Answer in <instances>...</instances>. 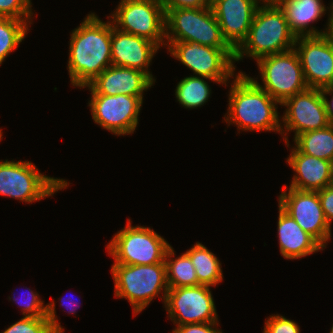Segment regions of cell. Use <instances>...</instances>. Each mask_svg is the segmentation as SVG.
<instances>
[{"label": "cell", "instance_id": "cell-2", "mask_svg": "<svg viewBox=\"0 0 333 333\" xmlns=\"http://www.w3.org/2000/svg\"><path fill=\"white\" fill-rule=\"evenodd\" d=\"M227 116L224 121L228 126L235 124L243 131H274L281 134L278 101L258 86L244 72H239L233 78L228 94Z\"/></svg>", "mask_w": 333, "mask_h": 333}, {"label": "cell", "instance_id": "cell-8", "mask_svg": "<svg viewBox=\"0 0 333 333\" xmlns=\"http://www.w3.org/2000/svg\"><path fill=\"white\" fill-rule=\"evenodd\" d=\"M256 62L263 85L257 79L250 78L280 104L308 88L294 49L263 56Z\"/></svg>", "mask_w": 333, "mask_h": 333}, {"label": "cell", "instance_id": "cell-21", "mask_svg": "<svg viewBox=\"0 0 333 333\" xmlns=\"http://www.w3.org/2000/svg\"><path fill=\"white\" fill-rule=\"evenodd\" d=\"M278 207V241L283 258L295 260L324 249L288 213Z\"/></svg>", "mask_w": 333, "mask_h": 333}, {"label": "cell", "instance_id": "cell-18", "mask_svg": "<svg viewBox=\"0 0 333 333\" xmlns=\"http://www.w3.org/2000/svg\"><path fill=\"white\" fill-rule=\"evenodd\" d=\"M155 82L143 71L110 65L105 68L88 88L91 94L143 96Z\"/></svg>", "mask_w": 333, "mask_h": 333}, {"label": "cell", "instance_id": "cell-7", "mask_svg": "<svg viewBox=\"0 0 333 333\" xmlns=\"http://www.w3.org/2000/svg\"><path fill=\"white\" fill-rule=\"evenodd\" d=\"M114 234L106 249L113 257V264L150 265L165 262L171 246L150 227L132 226L131 220Z\"/></svg>", "mask_w": 333, "mask_h": 333}, {"label": "cell", "instance_id": "cell-3", "mask_svg": "<svg viewBox=\"0 0 333 333\" xmlns=\"http://www.w3.org/2000/svg\"><path fill=\"white\" fill-rule=\"evenodd\" d=\"M262 5V6H261ZM296 36L290 31L284 11L273 1H263L254 14L247 38L235 50L236 61L244 56L259 58L294 49Z\"/></svg>", "mask_w": 333, "mask_h": 333}, {"label": "cell", "instance_id": "cell-6", "mask_svg": "<svg viewBox=\"0 0 333 333\" xmlns=\"http://www.w3.org/2000/svg\"><path fill=\"white\" fill-rule=\"evenodd\" d=\"M68 183L40 173L31 161H0V196L32 203L52 197Z\"/></svg>", "mask_w": 333, "mask_h": 333}, {"label": "cell", "instance_id": "cell-11", "mask_svg": "<svg viewBox=\"0 0 333 333\" xmlns=\"http://www.w3.org/2000/svg\"><path fill=\"white\" fill-rule=\"evenodd\" d=\"M144 96L91 94L92 119L115 135H130L139 124Z\"/></svg>", "mask_w": 333, "mask_h": 333}, {"label": "cell", "instance_id": "cell-31", "mask_svg": "<svg viewBox=\"0 0 333 333\" xmlns=\"http://www.w3.org/2000/svg\"><path fill=\"white\" fill-rule=\"evenodd\" d=\"M218 322L183 324L176 326L172 333H223L217 329Z\"/></svg>", "mask_w": 333, "mask_h": 333}, {"label": "cell", "instance_id": "cell-22", "mask_svg": "<svg viewBox=\"0 0 333 333\" xmlns=\"http://www.w3.org/2000/svg\"><path fill=\"white\" fill-rule=\"evenodd\" d=\"M186 253L196 271L198 285L215 287L223 280L220 260L202 243L196 242Z\"/></svg>", "mask_w": 333, "mask_h": 333}, {"label": "cell", "instance_id": "cell-28", "mask_svg": "<svg viewBox=\"0 0 333 333\" xmlns=\"http://www.w3.org/2000/svg\"><path fill=\"white\" fill-rule=\"evenodd\" d=\"M1 333H55L47 317H24Z\"/></svg>", "mask_w": 333, "mask_h": 333}, {"label": "cell", "instance_id": "cell-10", "mask_svg": "<svg viewBox=\"0 0 333 333\" xmlns=\"http://www.w3.org/2000/svg\"><path fill=\"white\" fill-rule=\"evenodd\" d=\"M168 51L183 65L192 70V76L207 77L227 86L235 77V50L220 49L193 42H173Z\"/></svg>", "mask_w": 333, "mask_h": 333}, {"label": "cell", "instance_id": "cell-33", "mask_svg": "<svg viewBox=\"0 0 333 333\" xmlns=\"http://www.w3.org/2000/svg\"><path fill=\"white\" fill-rule=\"evenodd\" d=\"M164 9L210 6L211 0H162Z\"/></svg>", "mask_w": 333, "mask_h": 333}, {"label": "cell", "instance_id": "cell-9", "mask_svg": "<svg viewBox=\"0 0 333 333\" xmlns=\"http://www.w3.org/2000/svg\"><path fill=\"white\" fill-rule=\"evenodd\" d=\"M108 17L118 30L144 37L159 47L166 46L162 0H120Z\"/></svg>", "mask_w": 333, "mask_h": 333}, {"label": "cell", "instance_id": "cell-19", "mask_svg": "<svg viewBox=\"0 0 333 333\" xmlns=\"http://www.w3.org/2000/svg\"><path fill=\"white\" fill-rule=\"evenodd\" d=\"M295 175L289 188L301 191H318L333 184V162L301 153L296 147L287 158Z\"/></svg>", "mask_w": 333, "mask_h": 333}, {"label": "cell", "instance_id": "cell-5", "mask_svg": "<svg viewBox=\"0 0 333 333\" xmlns=\"http://www.w3.org/2000/svg\"><path fill=\"white\" fill-rule=\"evenodd\" d=\"M165 10L166 46L173 42H193L220 49H233L223 38L211 6Z\"/></svg>", "mask_w": 333, "mask_h": 333}, {"label": "cell", "instance_id": "cell-37", "mask_svg": "<svg viewBox=\"0 0 333 333\" xmlns=\"http://www.w3.org/2000/svg\"><path fill=\"white\" fill-rule=\"evenodd\" d=\"M2 135H3V134H2V130L0 129V141H1L2 138H3Z\"/></svg>", "mask_w": 333, "mask_h": 333}, {"label": "cell", "instance_id": "cell-4", "mask_svg": "<svg viewBox=\"0 0 333 333\" xmlns=\"http://www.w3.org/2000/svg\"><path fill=\"white\" fill-rule=\"evenodd\" d=\"M111 273L115 297L128 300L133 308V316L141 313L161 293L160 299L163 298L165 304L169 290L165 262L150 265L113 264Z\"/></svg>", "mask_w": 333, "mask_h": 333}, {"label": "cell", "instance_id": "cell-20", "mask_svg": "<svg viewBox=\"0 0 333 333\" xmlns=\"http://www.w3.org/2000/svg\"><path fill=\"white\" fill-rule=\"evenodd\" d=\"M275 2L284 11L290 31L296 38L328 34L330 14L328 15L327 27L323 31H319L309 24L326 14L327 7L322 0H276Z\"/></svg>", "mask_w": 333, "mask_h": 333}, {"label": "cell", "instance_id": "cell-23", "mask_svg": "<svg viewBox=\"0 0 333 333\" xmlns=\"http://www.w3.org/2000/svg\"><path fill=\"white\" fill-rule=\"evenodd\" d=\"M301 153L333 162V124L319 130L301 133L294 138Z\"/></svg>", "mask_w": 333, "mask_h": 333}, {"label": "cell", "instance_id": "cell-27", "mask_svg": "<svg viewBox=\"0 0 333 333\" xmlns=\"http://www.w3.org/2000/svg\"><path fill=\"white\" fill-rule=\"evenodd\" d=\"M27 290L29 292L23 301L16 300L14 295L12 296L13 299L9 296V300H13L18 306H22L21 310L24 317H47L55 333H64V329L61 327L56 316L55 301H51L45 305L38 293L29 288Z\"/></svg>", "mask_w": 333, "mask_h": 333}, {"label": "cell", "instance_id": "cell-25", "mask_svg": "<svg viewBox=\"0 0 333 333\" xmlns=\"http://www.w3.org/2000/svg\"><path fill=\"white\" fill-rule=\"evenodd\" d=\"M205 79L218 84V81L207 77L191 75L181 79L175 89L176 100L179 104L186 109H196L197 107L203 106L211 95L210 85H208Z\"/></svg>", "mask_w": 333, "mask_h": 333}, {"label": "cell", "instance_id": "cell-38", "mask_svg": "<svg viewBox=\"0 0 333 333\" xmlns=\"http://www.w3.org/2000/svg\"><path fill=\"white\" fill-rule=\"evenodd\" d=\"M329 333H333V325H332V327H331V331H330Z\"/></svg>", "mask_w": 333, "mask_h": 333}, {"label": "cell", "instance_id": "cell-12", "mask_svg": "<svg viewBox=\"0 0 333 333\" xmlns=\"http://www.w3.org/2000/svg\"><path fill=\"white\" fill-rule=\"evenodd\" d=\"M164 307L175 326L218 322L210 286L169 288Z\"/></svg>", "mask_w": 333, "mask_h": 333}, {"label": "cell", "instance_id": "cell-35", "mask_svg": "<svg viewBox=\"0 0 333 333\" xmlns=\"http://www.w3.org/2000/svg\"><path fill=\"white\" fill-rule=\"evenodd\" d=\"M59 300H61V304H60V306H65V307H67L68 308V313L70 314H74L75 312H76V309H77V307H78V302H75L73 299H72V297L71 296H69V297H67V300L66 301H68V302H64L65 300H64V298H62L61 297V299H59ZM73 300V301H72ZM75 302V303H74ZM70 308V309H69ZM79 308V307H78Z\"/></svg>", "mask_w": 333, "mask_h": 333}, {"label": "cell", "instance_id": "cell-16", "mask_svg": "<svg viewBox=\"0 0 333 333\" xmlns=\"http://www.w3.org/2000/svg\"><path fill=\"white\" fill-rule=\"evenodd\" d=\"M265 0H211L223 38L236 50L247 38L257 7Z\"/></svg>", "mask_w": 333, "mask_h": 333}, {"label": "cell", "instance_id": "cell-26", "mask_svg": "<svg viewBox=\"0 0 333 333\" xmlns=\"http://www.w3.org/2000/svg\"><path fill=\"white\" fill-rule=\"evenodd\" d=\"M29 23L10 17H0V65L24 40Z\"/></svg>", "mask_w": 333, "mask_h": 333}, {"label": "cell", "instance_id": "cell-15", "mask_svg": "<svg viewBox=\"0 0 333 333\" xmlns=\"http://www.w3.org/2000/svg\"><path fill=\"white\" fill-rule=\"evenodd\" d=\"M294 50L308 88L333 86V40L328 34L297 37Z\"/></svg>", "mask_w": 333, "mask_h": 333}, {"label": "cell", "instance_id": "cell-17", "mask_svg": "<svg viewBox=\"0 0 333 333\" xmlns=\"http://www.w3.org/2000/svg\"><path fill=\"white\" fill-rule=\"evenodd\" d=\"M159 48L161 47L144 37L118 30L112 23V65L138 69L155 82L156 79L148 67Z\"/></svg>", "mask_w": 333, "mask_h": 333}, {"label": "cell", "instance_id": "cell-36", "mask_svg": "<svg viewBox=\"0 0 333 333\" xmlns=\"http://www.w3.org/2000/svg\"><path fill=\"white\" fill-rule=\"evenodd\" d=\"M329 13H330V28L328 31V35L331 37V39L333 40V2L330 5V8L328 7Z\"/></svg>", "mask_w": 333, "mask_h": 333}, {"label": "cell", "instance_id": "cell-1", "mask_svg": "<svg viewBox=\"0 0 333 333\" xmlns=\"http://www.w3.org/2000/svg\"><path fill=\"white\" fill-rule=\"evenodd\" d=\"M88 14L80 26L72 30L69 44L68 73L72 86L82 88L112 65V22ZM110 20V21H109Z\"/></svg>", "mask_w": 333, "mask_h": 333}, {"label": "cell", "instance_id": "cell-34", "mask_svg": "<svg viewBox=\"0 0 333 333\" xmlns=\"http://www.w3.org/2000/svg\"><path fill=\"white\" fill-rule=\"evenodd\" d=\"M323 100L325 103L326 112L331 124H333V86L324 87L321 89ZM328 95H332L331 101L327 98Z\"/></svg>", "mask_w": 333, "mask_h": 333}, {"label": "cell", "instance_id": "cell-32", "mask_svg": "<svg viewBox=\"0 0 333 333\" xmlns=\"http://www.w3.org/2000/svg\"><path fill=\"white\" fill-rule=\"evenodd\" d=\"M317 192L326 220L331 226L333 221V184L328 185L327 187L318 190Z\"/></svg>", "mask_w": 333, "mask_h": 333}, {"label": "cell", "instance_id": "cell-30", "mask_svg": "<svg viewBox=\"0 0 333 333\" xmlns=\"http://www.w3.org/2000/svg\"><path fill=\"white\" fill-rule=\"evenodd\" d=\"M263 333H300V327L295 321L274 314L265 321Z\"/></svg>", "mask_w": 333, "mask_h": 333}, {"label": "cell", "instance_id": "cell-24", "mask_svg": "<svg viewBox=\"0 0 333 333\" xmlns=\"http://www.w3.org/2000/svg\"><path fill=\"white\" fill-rule=\"evenodd\" d=\"M174 256L170 246L165 256L168 288L197 286L198 278L189 255L185 252L178 258L173 259Z\"/></svg>", "mask_w": 333, "mask_h": 333}, {"label": "cell", "instance_id": "cell-14", "mask_svg": "<svg viewBox=\"0 0 333 333\" xmlns=\"http://www.w3.org/2000/svg\"><path fill=\"white\" fill-rule=\"evenodd\" d=\"M285 185L278 197L279 206L323 248L331 238V226L326 220L317 191H301Z\"/></svg>", "mask_w": 333, "mask_h": 333}, {"label": "cell", "instance_id": "cell-13", "mask_svg": "<svg viewBox=\"0 0 333 333\" xmlns=\"http://www.w3.org/2000/svg\"><path fill=\"white\" fill-rule=\"evenodd\" d=\"M280 106L285 108L281 120V135L287 147L289 140L287 132H294V138L308 131L324 129L331 123L329 121L321 89L307 88L305 91L295 94L285 100ZM284 127V129H283Z\"/></svg>", "mask_w": 333, "mask_h": 333}, {"label": "cell", "instance_id": "cell-29", "mask_svg": "<svg viewBox=\"0 0 333 333\" xmlns=\"http://www.w3.org/2000/svg\"><path fill=\"white\" fill-rule=\"evenodd\" d=\"M31 0H0V17L24 20L32 24L33 9Z\"/></svg>", "mask_w": 333, "mask_h": 333}]
</instances>
